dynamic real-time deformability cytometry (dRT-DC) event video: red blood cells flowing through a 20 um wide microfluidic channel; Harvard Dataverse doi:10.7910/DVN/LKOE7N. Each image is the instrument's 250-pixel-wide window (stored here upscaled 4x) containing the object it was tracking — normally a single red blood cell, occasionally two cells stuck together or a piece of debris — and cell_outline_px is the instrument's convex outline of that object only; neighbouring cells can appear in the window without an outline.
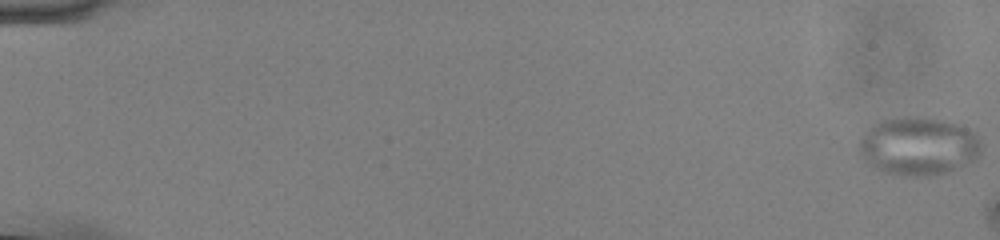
{"species": "common noctule bat (a hibernating species)", "species_latin": "Nyctalus noctula", "temperature_condition": "cold", "stored_images_in_passage": 12, "camera_frame_rate_fps": 3000, "um_per_image_px": 0.085, "animal": {"sex": "male", "body_mass_g": 13.0, "forearm_length_mm": 53.1}, "frame": {"image": 1, "passage_image": 1, "time_ms": 0.0, "image_size_px": [1000, 240], "cell_outline_px": [[980, 156], [976, 160], [944, 172], [932, 176], [900, 176], [884, 172], [876, 168], [864, 160], [860, 152], [860, 140], [864, 132], [872, 124], [880, 120], [904, 116], [920, 116], [940, 120], [956, 124], [968, 128], [980, 140]], "centroid_in_image_um": [78.04, 12.42], "position_along_channel_um": 7.0, "area_um2": 41.44}}